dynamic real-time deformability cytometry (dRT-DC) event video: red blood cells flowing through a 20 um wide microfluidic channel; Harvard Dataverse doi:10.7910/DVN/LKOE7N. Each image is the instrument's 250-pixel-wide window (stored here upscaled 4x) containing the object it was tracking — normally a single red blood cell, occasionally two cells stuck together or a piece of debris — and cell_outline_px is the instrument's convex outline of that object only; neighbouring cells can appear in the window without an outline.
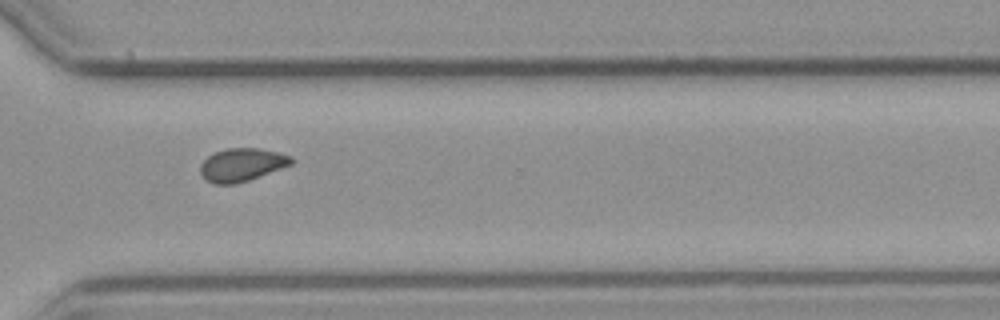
{"species": "common noctule bat (a hibernating species)", "species_latin": "Nyctalus noctula", "temperature_condition": "cold", "stored_images_in_passage": 16, "camera_frame_rate_fps": 3000, "um_per_image_px": 0.085, "animal": {"sex": "male", "body_mass_g": 23.1, "forearm_length_mm": 52.7}, "frame": {"image": 1, "passage_image": 12, "time_ms": 14.667, "image_size_px": [1000, 320], "cell_outline_px": [[296, 160], [292, 164], [248, 180], [236, 184], [212, 184], [204, 180], [200, 172], [200, 164], [208, 156], [216, 152], [228, 148], [260, 148], [292, 156]], "centroid_in_image_um": [20.54, 14.01], "position_along_channel_um": 350.1, "area_um2": 17.57}, "authors_computed_cell_mechanics": {"area_um2": 17.7735, "velocity_mm_per_s": 3.6546, "shape_relaxation_time_tau1_ms": null, "shape_relaxation_time_tau2_ms": 2.8024, "deformation_change_tau1": null, "deformation_change_tau2": 0.0332}}